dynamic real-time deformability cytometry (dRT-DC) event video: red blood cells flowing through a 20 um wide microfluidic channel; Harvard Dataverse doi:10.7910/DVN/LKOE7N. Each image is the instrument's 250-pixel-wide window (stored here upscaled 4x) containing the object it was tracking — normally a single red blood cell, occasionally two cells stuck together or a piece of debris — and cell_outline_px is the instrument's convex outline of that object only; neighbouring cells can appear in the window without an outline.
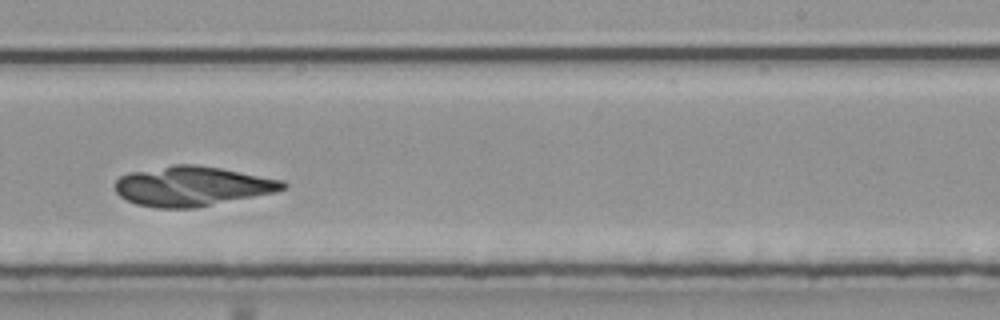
{"species": "common noctule bat (a hibernating species)", "species_latin": "Nyctalus noctula", "temperature_condition": "room temperature", "stored_images_in_passage": 35, "camera_frame_rate_fps": 3000, "um_per_image_px": 0.085, "animal": {"sex": "male", "body_mass_g": 20.4}, "frame": {"image": 1, "passage_image": 20, "time_ms": 6.333, "image_size_px": [1000, 320], "cell_outline_px": [[288, 184], [284, 188], [276, 192], [196, 208], [156, 208], [136, 204], [120, 196], [116, 192], [116, 180], [120, 176], [128, 172], [172, 164], [196, 164], [220, 168], [284, 180]], "centroid_in_image_um": [16.33, 15.82], "position_along_channel_um": 272.7, "area_um2": 39.02}}